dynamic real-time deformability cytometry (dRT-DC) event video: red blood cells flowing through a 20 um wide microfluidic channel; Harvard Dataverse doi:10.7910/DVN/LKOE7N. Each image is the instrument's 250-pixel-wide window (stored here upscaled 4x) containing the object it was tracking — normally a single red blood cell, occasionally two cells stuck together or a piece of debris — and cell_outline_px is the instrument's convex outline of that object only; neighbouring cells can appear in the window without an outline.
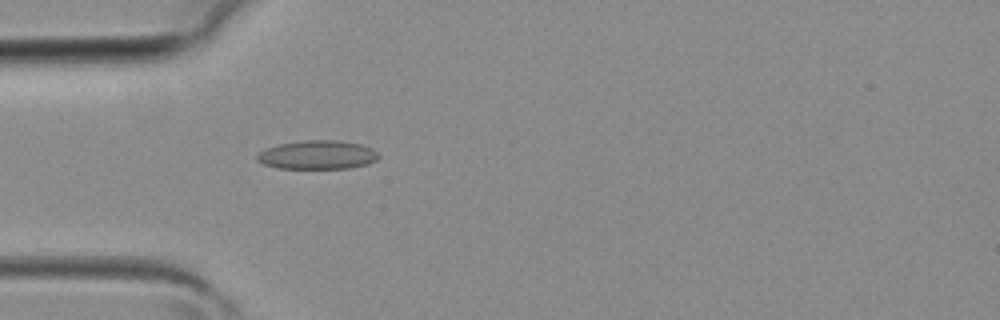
{"species": "common noctule bat (a hibernating species)", "species_latin": "Nyctalus noctula", "temperature_condition": "room temperature", "stored_images_in_passage": 3, "camera_frame_rate_fps": 3000, "um_per_image_px": 0.085, "animal": {"sex": "female", "body_mass_g": 19.3, "forearm_length_mm": 54.1}, "frame": {"image": 1, "passage_image": 3, "time_ms": 0.667, "image_size_px": [1000, 320], "cell_outline_px": [[380, 156], [376, 160], [368, 164], [348, 168], [276, 168], [264, 164], [256, 160], [256, 156], [264, 148], [280, 144], [304, 140], [336, 140], [360, 144], [372, 148]], "centroid_in_image_um": [26.97, 13.16], "position_along_channel_um": 58.0, "area_um2": 20.35}}